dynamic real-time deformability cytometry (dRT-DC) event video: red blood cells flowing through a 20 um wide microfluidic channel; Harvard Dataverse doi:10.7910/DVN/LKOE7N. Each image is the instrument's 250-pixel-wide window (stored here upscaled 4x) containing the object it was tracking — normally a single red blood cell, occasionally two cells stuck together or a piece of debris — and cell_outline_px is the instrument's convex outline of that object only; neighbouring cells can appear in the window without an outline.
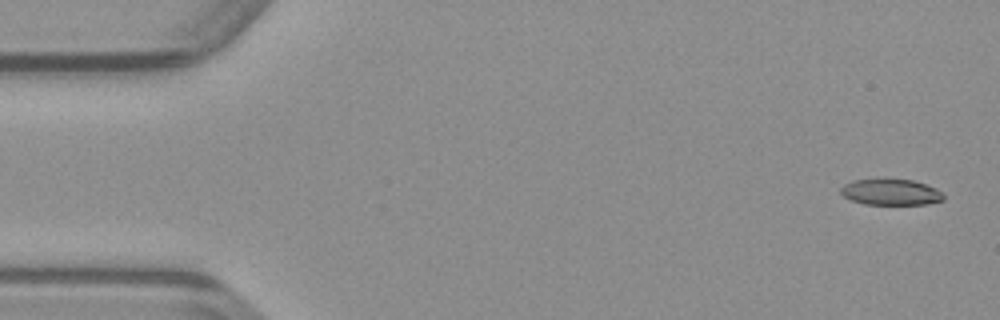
{"species": "common noctule bat (a hibernating species)", "species_latin": "Nyctalus noctula", "temperature_condition": "warm", "stored_images_in_passage": 49, "camera_frame_rate_fps": 3000, "um_per_image_px": 0.085, "animal": {"sex": "male", "body_mass_g": 23.1, "forearm_length_mm": 52.7}, "frame": {"image": 1, "passage_image": 2, "time_ms": 0.333, "image_size_px": [1000, 320], "cell_outline_px": [[944, 200], [928, 204], [864, 204], [852, 200], [844, 196], [840, 192], [840, 188], [844, 184], [852, 180], [912, 180], [936, 188], [944, 196]], "centroid_in_image_um": [75.71, 16.34], "position_along_channel_um": 9.3, "area_um2": 15.32}}
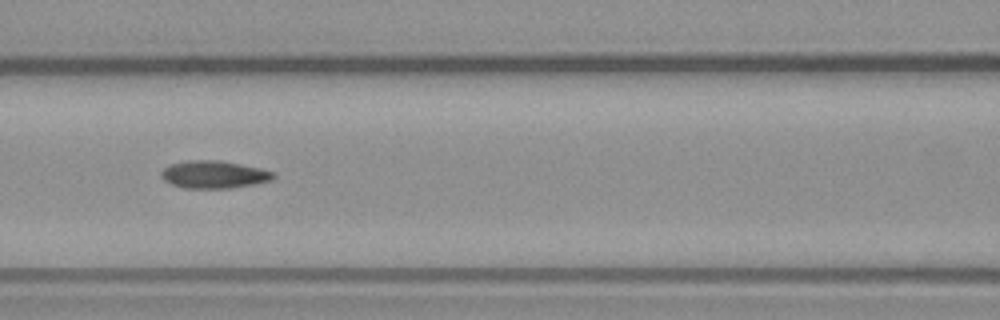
{"frame": {"image": 2, "passage_image": 21, "time_ms": 6.667, "image_size_px": [1000, 320], "cell_outline_px": [[276, 176], [272, 180], [256, 184], [228, 188], [184, 188], [172, 184], [164, 180], [160, 176], [160, 172], [164, 168], [172, 164], [188, 160], [220, 160], [260, 168], [276, 172]], "centroid_in_image_um": [18.21, 14.83], "position_along_channel_um": 148.4, "area_um2": 18.09}}
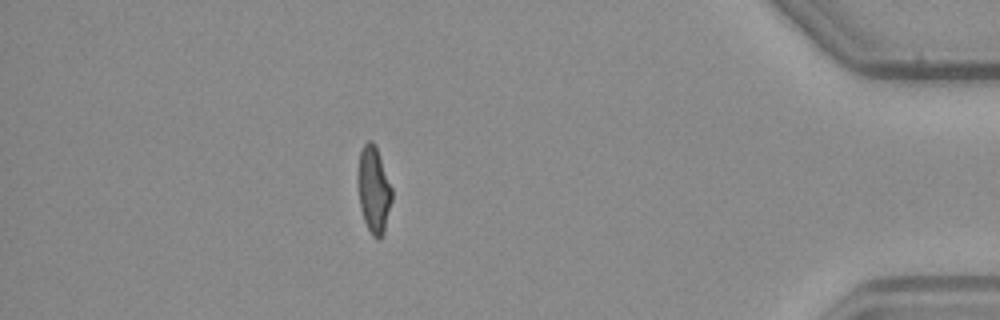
{"frame": {"image": 3, "passage_image": 43, "time_ms": 14.0, "image_size_px": [1000, 320], "cell_outline_px": [[392, 200], [384, 232], [380, 240], [376, 240], [372, 236], [364, 220], [360, 208], [356, 180], [356, 172], [360, 152], [364, 144], [368, 140], [372, 140], [376, 144], [392, 188]], "centroid_in_image_um": [31.75, 16.11], "position_along_channel_um": 403.5, "area_um2": 17.69}}